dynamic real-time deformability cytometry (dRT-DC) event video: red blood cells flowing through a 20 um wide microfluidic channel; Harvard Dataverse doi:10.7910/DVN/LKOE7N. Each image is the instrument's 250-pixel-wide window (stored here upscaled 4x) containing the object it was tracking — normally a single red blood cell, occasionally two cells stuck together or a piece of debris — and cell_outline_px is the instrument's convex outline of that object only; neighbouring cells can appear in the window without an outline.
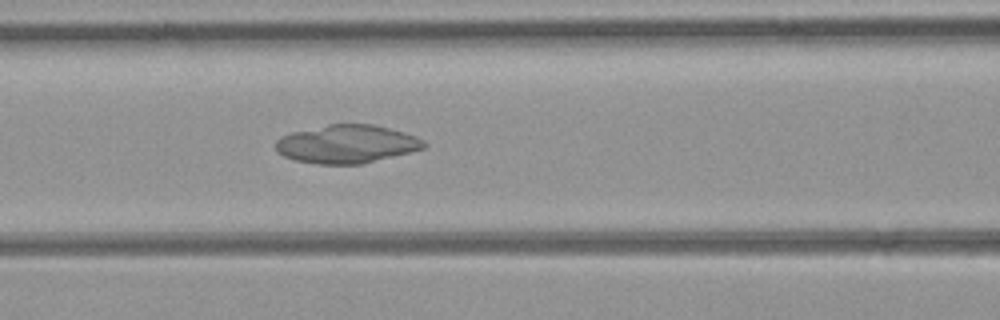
{"species": "common noctule bat (a hibernating species)", "species_latin": "Nyctalus noctula", "temperature_condition": "room temperature", "stored_images_in_passage": 36, "camera_frame_rate_fps": 3000, "um_per_image_px": 0.085, "animal": {"sex": "female", "body_mass_g": 21.9}, "frame": {"image": 1, "passage_image": 13, "time_ms": 4.0, "image_size_px": [1000, 320], "cell_outline_px": [[428, 144], [424, 148], [364, 164], [316, 164], [296, 160], [284, 156], [276, 152], [276, 140], [280, 136], [292, 132], [328, 124], [372, 124], [404, 132], [416, 136]], "centroid_in_image_um": [29.46, 12.25], "position_along_channel_um": 137.1, "area_um2": 33.06}}
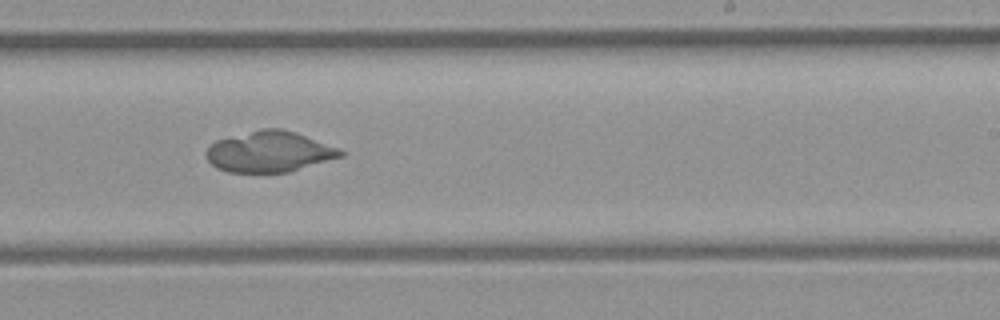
{"frame": {"image": 2, "passage_image": 22, "time_ms": 7.0, "image_size_px": [1000, 320], "cell_outline_px": [[344, 156], [288, 172], [228, 172], [216, 168], [208, 160], [208, 148], [216, 140], [260, 128], [280, 128], [296, 132], [340, 148], [344, 152]], "centroid_in_image_um": [22.93, 12.89], "position_along_channel_um": 266.1, "area_um2": 31.85}}
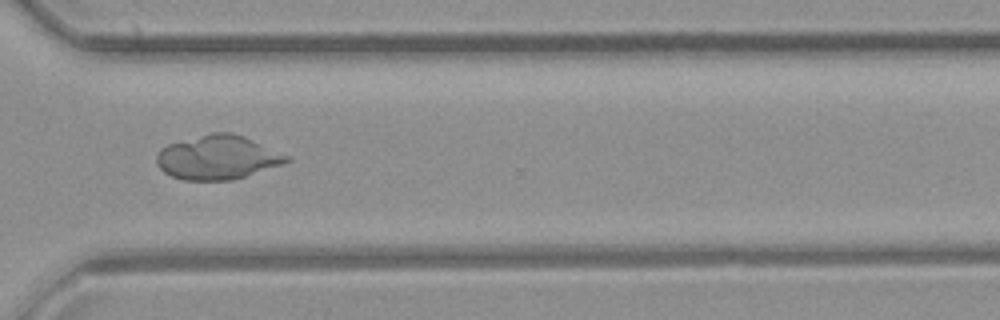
{"frame": {"image": 3, "passage_image": 28, "time_ms": 9.0, "image_size_px": [1000, 320], "cell_outline_px": [[292, 160], [284, 164], [232, 180], [184, 180], [172, 176], [164, 172], [156, 164], [156, 156], [160, 148], [168, 144], [212, 132], [232, 132], [244, 136], [292, 156]], "centroid_in_image_um": [18.53, 13.37], "position_along_channel_um": 352.1, "area_um2": 33.58}}